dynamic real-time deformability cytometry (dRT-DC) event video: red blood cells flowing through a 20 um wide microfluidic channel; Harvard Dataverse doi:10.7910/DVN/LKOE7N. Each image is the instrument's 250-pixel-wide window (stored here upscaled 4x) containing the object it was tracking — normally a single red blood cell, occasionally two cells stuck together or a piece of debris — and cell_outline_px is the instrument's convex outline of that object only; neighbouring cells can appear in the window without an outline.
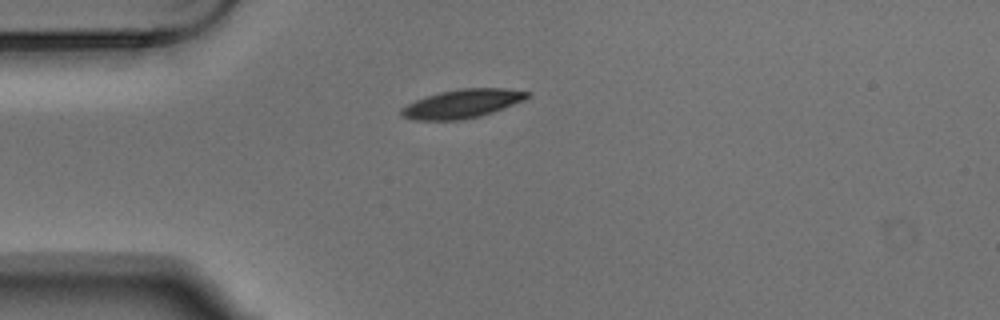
{"species": "Egyptian fruit bat (a non-hibernating species)", "species_latin": "Rousettus aegyptiacus", "temperature_condition": "warm", "stored_images_in_passage": 3, "camera_frame_rate_fps": 3000, "um_per_image_px": 0.085, "animal": {"sex": "male"}, "frame": {"image": 1, "passage_image": 1, "time_ms": 0.0, "image_size_px": [1000, 320], "cell_outline_px": [[532, 96], [524, 100], [492, 112], [480, 116], [460, 120], [412, 120], [400, 116], [400, 108], [416, 100], [440, 92], [460, 88], [504, 88], [532, 92]], "centroid_in_image_um": [39.3, 8.81], "position_along_channel_um": 45.7, "area_um2": 21.1}}
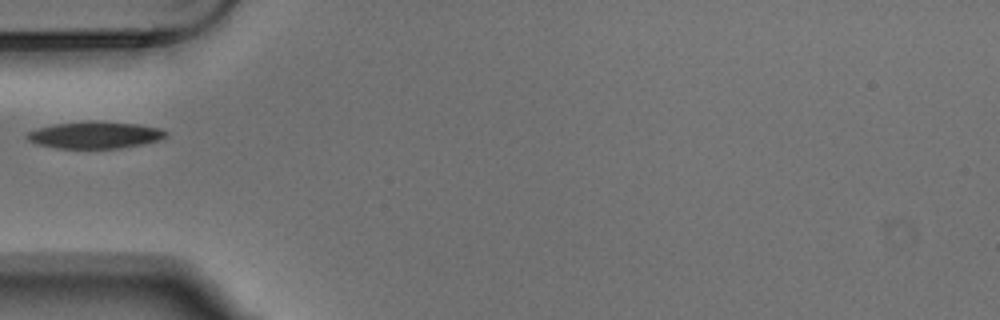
{"frame": {"image": 2, "passage_image": 2, "time_ms": 0.333, "image_size_px": [1000, 320], "cell_outline_px": [[168, 136], [156, 140], [140, 144], [120, 148], [56, 148], [36, 144], [28, 140], [24, 136], [28, 132], [52, 124], [88, 120], [136, 124], [160, 128], [168, 132]], "centroid_in_image_um": [8.03, 11.46], "position_along_channel_um": 77.0, "area_um2": 21.73}}
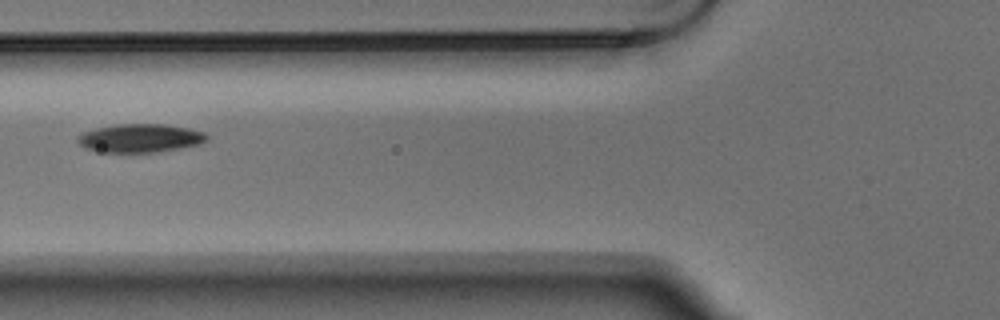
{"frame": {"image": 3, "passage_image": 3, "time_ms": 0.667, "image_size_px": [1000, 320], "cell_outline_px": [[208, 140], [200, 144], [160, 152], [96, 152], [84, 148], [76, 140], [76, 136], [84, 132], [96, 128], [112, 124], [164, 124], [188, 128], [204, 132], [208, 136]], "centroid_in_image_um": [11.89, 11.74], "position_along_channel_um": 113.9, "area_um2": 21.68}}